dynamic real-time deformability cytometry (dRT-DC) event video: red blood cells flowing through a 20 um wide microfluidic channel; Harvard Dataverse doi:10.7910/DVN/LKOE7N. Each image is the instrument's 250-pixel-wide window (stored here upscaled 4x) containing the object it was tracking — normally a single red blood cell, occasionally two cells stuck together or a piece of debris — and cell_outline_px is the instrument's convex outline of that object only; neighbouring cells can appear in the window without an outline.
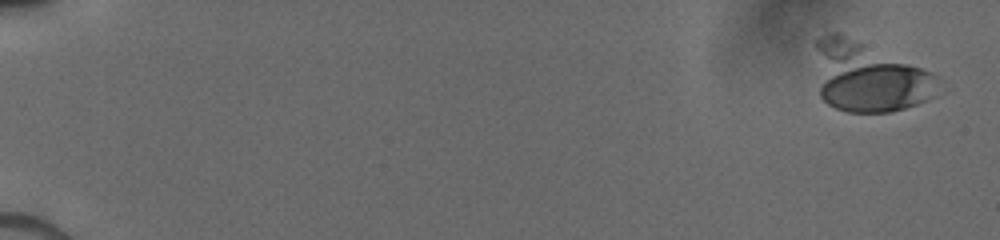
{"species": "human", "species_latin": "Homo sapiens", "temperature_condition": "cold", "stored_images_in_passage": 23, "camera_frame_rate_fps": 3000, "um_per_image_px": 0.085, "donor": {"sex": "male"}, "frame": {"image": 1, "passage_image": 1, "time_ms": 0.0, "image_size_px": [1000, 240], "cell_outline_px": [[936, 96], [928, 100], [892, 112], [844, 112], [828, 104], [820, 96], [812, 40], [824, 28], [840, 32], [932, 72]], "centroid_in_image_um": [73.68, 6.47], "position_along_channel_um": 11.3, "area_um2": 50.86}}
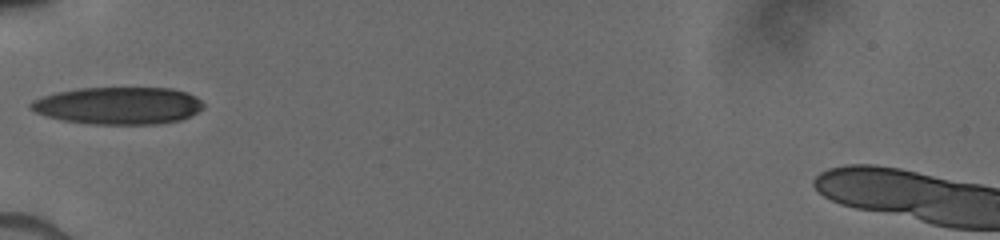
{"frame": {"image": 2, "passage_image": 8, "time_ms": 6.333, "image_size_px": [1000, 240], "cell_outline_px": [[204, 108], [180, 120], [160, 124], [92, 124], [64, 120], [48, 116], [36, 112], [28, 108], [28, 104], [32, 100], [40, 96], [56, 92], [80, 88], [172, 88], [188, 92], [196, 96], [204, 104]], "centroid_in_image_um": [10.05, 8.97], "position_along_channel_um": 74.9, "area_um2": 37.69}}
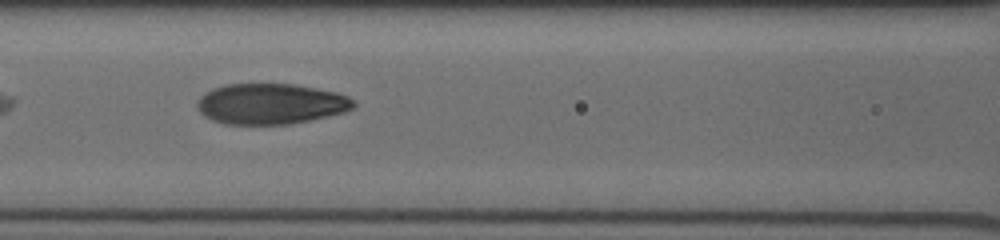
{"frame": {"image": 3, "passage_image": 10, "time_ms": 8.0, "image_size_px": [1000, 240], "cell_outline_px": [[356, 104], [352, 108], [344, 112], [328, 116], [288, 124], [224, 124], [212, 120], [204, 116], [200, 112], [196, 104], [200, 96], [204, 92], [212, 88], [224, 84], [292, 84], [316, 88], [336, 92], [348, 96]], "centroid_in_image_um": [22.97, 8.82], "position_along_channel_um": 143.6, "area_um2": 37.05}}